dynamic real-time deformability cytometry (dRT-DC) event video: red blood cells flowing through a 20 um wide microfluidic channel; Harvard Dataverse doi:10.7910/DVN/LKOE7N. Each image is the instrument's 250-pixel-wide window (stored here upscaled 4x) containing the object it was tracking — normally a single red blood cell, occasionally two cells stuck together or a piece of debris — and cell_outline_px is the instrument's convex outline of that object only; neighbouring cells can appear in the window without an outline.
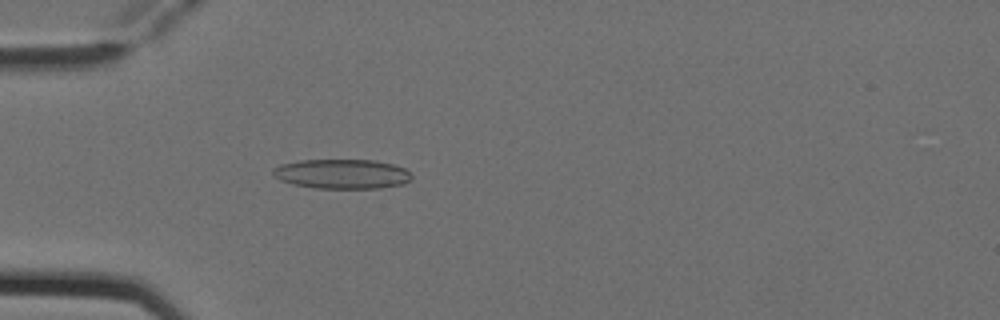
{"species": "Egyptian fruit bat (a non-hibernating species)", "species_latin": "Rousettus aegyptiacus", "temperature_condition": "cold", "stored_images_in_passage": 2, "camera_frame_rate_fps": 3000, "um_per_image_px": 0.085, "animal": {"sex": "female"}, "frame": {"image": 1, "passage_image": 2, "time_ms": 0.333, "image_size_px": [1000, 320], "cell_outline_px": [[412, 180], [404, 184], [380, 188], [316, 188], [292, 184], [280, 180], [272, 172], [272, 168], [280, 164], [300, 160], [376, 160], [392, 164], [404, 168], [412, 176]], "centroid_in_image_um": [29.08, 14.78], "position_along_channel_um": 55.9, "area_um2": 23.99}}